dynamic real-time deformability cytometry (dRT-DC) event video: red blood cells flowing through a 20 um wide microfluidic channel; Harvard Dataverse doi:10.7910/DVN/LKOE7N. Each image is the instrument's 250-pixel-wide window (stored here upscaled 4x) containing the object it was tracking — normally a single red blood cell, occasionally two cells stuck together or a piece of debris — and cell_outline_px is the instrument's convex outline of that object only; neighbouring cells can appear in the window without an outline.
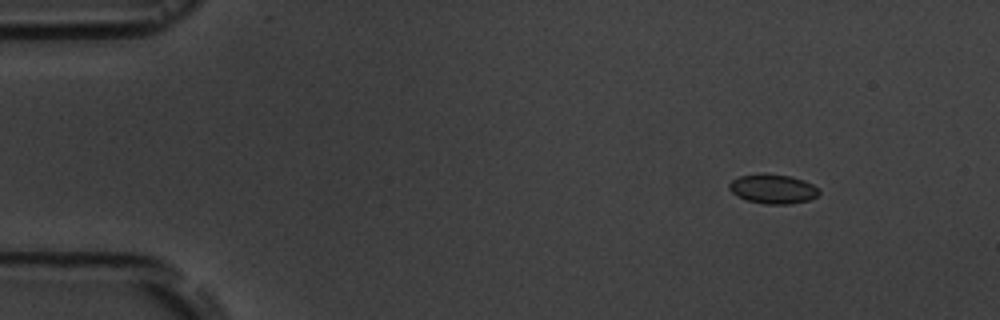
{"species": "common noctule bat (a hibernating species)", "species_latin": "Nyctalus noctula", "temperature_condition": "room temperature", "stored_images_in_passage": 5, "camera_frame_rate_fps": 3000, "um_per_image_px": 0.085, "animal": {"sex": "male", "body_mass_g": 19.5, "forearm_length_mm": 54.6}, "frame": {"image": 1, "passage_image": 2, "time_ms": 1.333, "image_size_px": [1000, 320], "cell_outline_px": [[820, 192], [816, 196], [808, 200], [788, 204], [764, 204], [748, 200], [736, 196], [728, 188], [728, 184], [732, 180], [740, 176], [764, 172], [792, 176], [804, 180], [820, 188]], "centroid_in_image_um": [65.69, 16.04], "position_along_channel_um": 19.3, "area_um2": 15.61}}
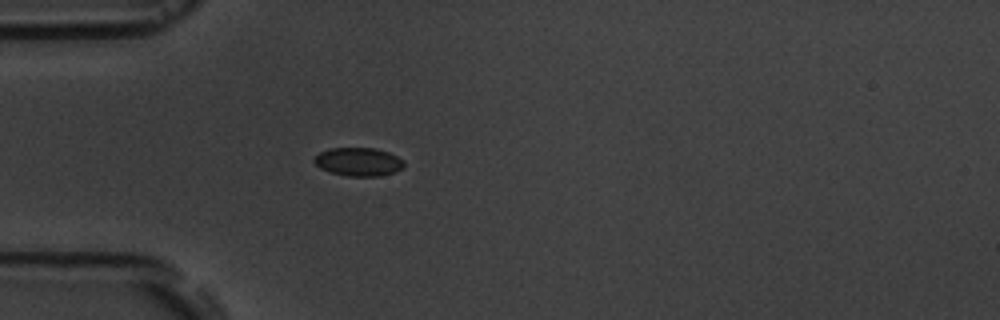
{"frame": {"image": 2, "passage_image": 5, "time_ms": 4.667, "image_size_px": [1000, 320], "cell_outline_px": [[404, 168], [396, 172], [380, 176], [348, 176], [328, 172], [320, 168], [312, 160], [320, 152], [328, 148], [376, 148], [388, 152], [404, 160]], "centroid_in_image_um": [30.48, 13.76], "position_along_channel_um": 54.5, "area_um2": 15.03}}